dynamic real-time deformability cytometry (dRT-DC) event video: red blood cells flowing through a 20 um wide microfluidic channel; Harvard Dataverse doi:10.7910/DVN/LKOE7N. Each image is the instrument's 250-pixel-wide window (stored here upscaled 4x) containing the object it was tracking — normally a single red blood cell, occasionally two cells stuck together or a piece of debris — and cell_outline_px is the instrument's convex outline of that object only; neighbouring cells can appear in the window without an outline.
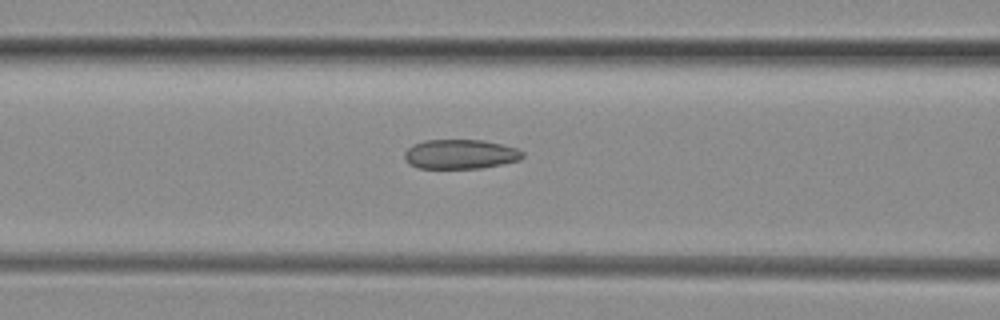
{"species": "common noctule bat (a hibernating species)", "species_latin": "Nyctalus noctula", "temperature_condition": "room temperature", "stored_images_in_passage": 37, "camera_frame_rate_fps": 3000, "um_per_image_px": 0.085, "animal": {"sex": "female", "body_mass_g": 29.2, "forearm_length_mm": 56.3}, "frame": {"image": 1, "passage_image": 18, "time_ms": 5.667, "image_size_px": [1000, 320], "cell_outline_px": [[524, 156], [520, 160], [480, 168], [416, 168], [408, 164], [404, 160], [404, 152], [408, 148], [424, 140], [484, 140], [516, 148], [524, 152]], "centroid_in_image_um": [39.1, 13.11], "position_along_channel_um": 127.5, "area_um2": 20.29}}
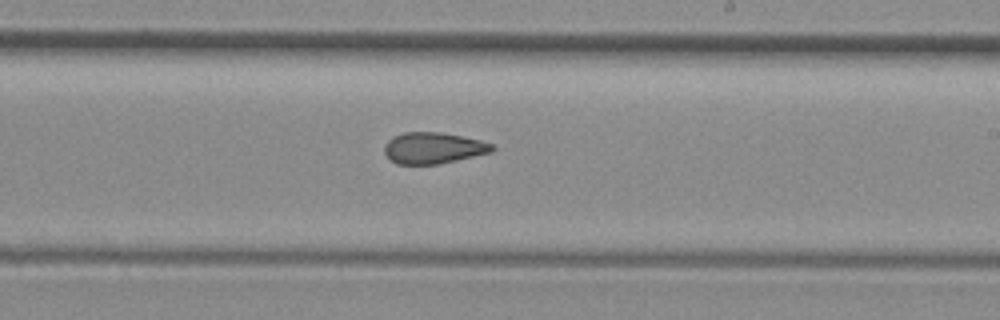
{"frame": {"image": 2, "passage_image": 27, "time_ms": 8.667, "image_size_px": [1000, 320], "cell_outline_px": [[496, 148], [492, 152], [456, 160], [436, 164], [396, 164], [384, 152], [384, 144], [392, 136], [404, 132], [440, 132], [480, 140], [492, 144]], "centroid_in_image_um": [36.81, 12.57], "position_along_channel_um": 252.2, "area_um2": 19.54}}
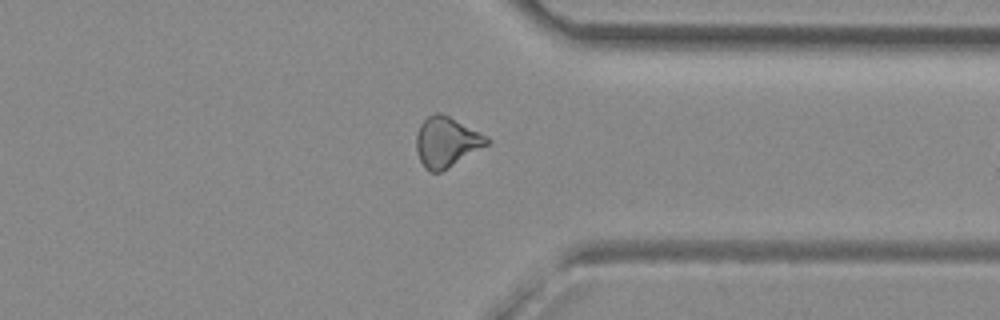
{"frame": {"image": 3, "passage_image": 36, "time_ms": 11.667, "image_size_px": [1000, 320], "cell_outline_px": [[492, 140], [488, 144], [448, 168], [440, 172], [432, 172], [424, 168], [416, 152], [416, 136], [420, 124], [428, 116], [436, 112], [440, 112], [488, 136]], "centroid_in_image_um": [37.94, 12.07], "position_along_channel_um": 373.5, "area_um2": 20.52}}